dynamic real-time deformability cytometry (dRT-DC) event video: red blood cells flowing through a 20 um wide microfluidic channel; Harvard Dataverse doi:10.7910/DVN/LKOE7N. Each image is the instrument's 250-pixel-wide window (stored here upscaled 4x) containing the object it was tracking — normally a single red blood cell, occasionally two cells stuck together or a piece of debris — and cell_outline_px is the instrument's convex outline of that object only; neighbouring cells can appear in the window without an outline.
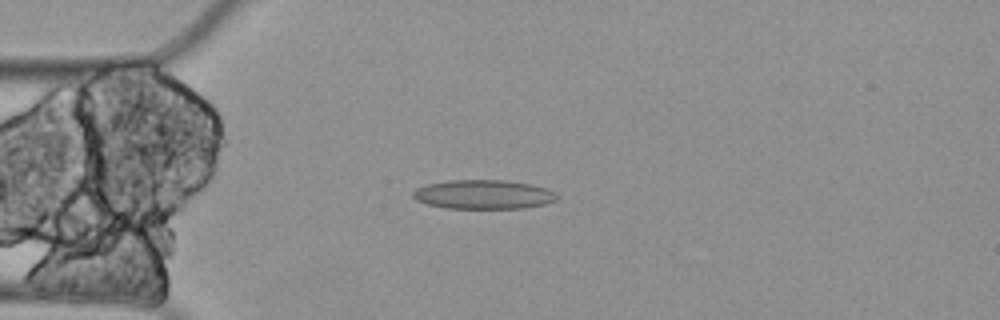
{"species": "Egyptian fruit bat (a non-hibernating species)", "species_latin": "Rousettus aegyptiacus", "temperature_condition": "cold", "stored_images_in_passage": 5, "camera_frame_rate_fps": 3000, "um_per_image_px": 0.085, "animal": {"sex": "female"}, "frame": {"image": 1, "passage_image": 4, "time_ms": 1.0, "image_size_px": [1000, 320], "cell_outline_px": [[556, 200], [544, 204], [524, 208], [444, 208], [428, 204], [416, 200], [412, 196], [412, 192], [416, 188], [424, 184], [448, 180], [504, 180], [532, 184], [544, 188], [552, 192], [556, 196]], "centroid_in_image_um": [41.02, 16.52], "position_along_channel_um": 44.0, "area_um2": 24.39}}